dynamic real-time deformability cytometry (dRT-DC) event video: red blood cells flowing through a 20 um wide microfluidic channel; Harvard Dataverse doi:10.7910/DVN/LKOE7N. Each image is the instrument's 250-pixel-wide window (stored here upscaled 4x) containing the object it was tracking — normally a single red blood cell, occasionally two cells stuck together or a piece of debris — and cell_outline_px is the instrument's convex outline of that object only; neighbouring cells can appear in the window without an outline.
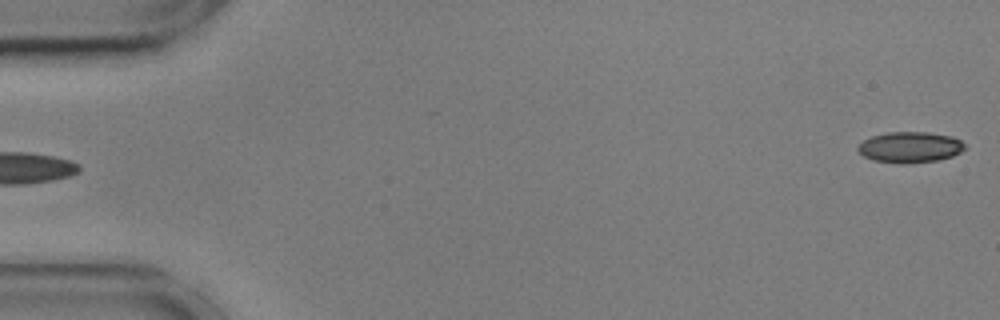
{"species": "common noctule bat (a hibernating species)", "species_latin": "Nyctalus noctula", "temperature_condition": "cold", "stored_images_in_passage": 8, "camera_frame_rate_fps": 3000, "um_per_image_px": 0.085, "animal": {"sex": "male", "body_mass_g": 17.9, "forearm_length_mm": 54.2}, "frame": {"image": 1, "passage_image": 1, "time_ms": 0.0, "image_size_px": [1000, 320], "cell_outline_px": [[968, 148], [952, 156], [940, 160], [908, 164], [904, 164], [872, 160], [864, 156], [856, 148], [864, 140], [872, 136], [888, 132], [928, 132], [952, 136], [960, 140]], "centroid_in_image_um": [77.38, 12.52], "position_along_channel_um": 7.6, "area_um2": 19.36}}